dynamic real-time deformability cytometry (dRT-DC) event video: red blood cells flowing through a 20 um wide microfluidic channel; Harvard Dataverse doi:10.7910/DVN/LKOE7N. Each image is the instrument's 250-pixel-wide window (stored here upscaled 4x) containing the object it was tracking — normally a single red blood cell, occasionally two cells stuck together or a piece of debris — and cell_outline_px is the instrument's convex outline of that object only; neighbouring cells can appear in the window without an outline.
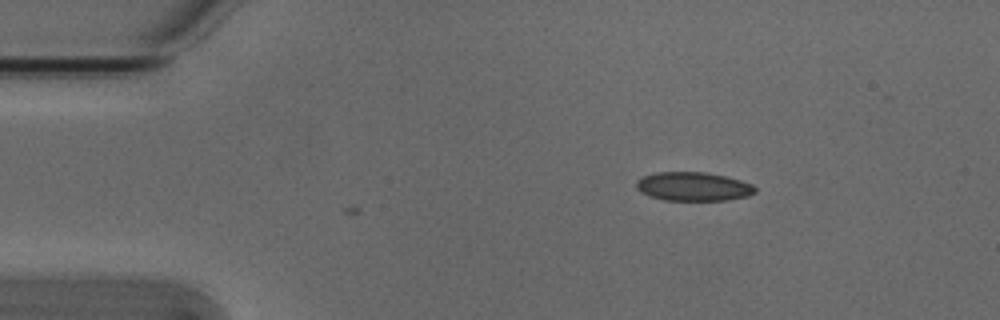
{"species": "Egyptian fruit bat (a non-hibernating species)", "species_latin": "Rousettus aegyptiacus", "temperature_condition": "cold", "stored_images_in_passage": 5, "camera_frame_rate_fps": 3000, "um_per_image_px": 0.085, "animal": {"sex": "male"}, "frame": {"image": 1, "passage_image": 5, "time_ms": 1.333, "image_size_px": [1000, 320], "cell_outline_px": [[756, 192], [748, 196], [728, 200], [664, 200], [648, 196], [640, 192], [636, 188], [636, 180], [644, 176], [656, 172], [704, 172], [724, 176], [740, 180], [752, 184], [756, 188]], "centroid_in_image_um": [58.91, 15.86], "position_along_channel_um": 26.1, "area_um2": 20.0}}